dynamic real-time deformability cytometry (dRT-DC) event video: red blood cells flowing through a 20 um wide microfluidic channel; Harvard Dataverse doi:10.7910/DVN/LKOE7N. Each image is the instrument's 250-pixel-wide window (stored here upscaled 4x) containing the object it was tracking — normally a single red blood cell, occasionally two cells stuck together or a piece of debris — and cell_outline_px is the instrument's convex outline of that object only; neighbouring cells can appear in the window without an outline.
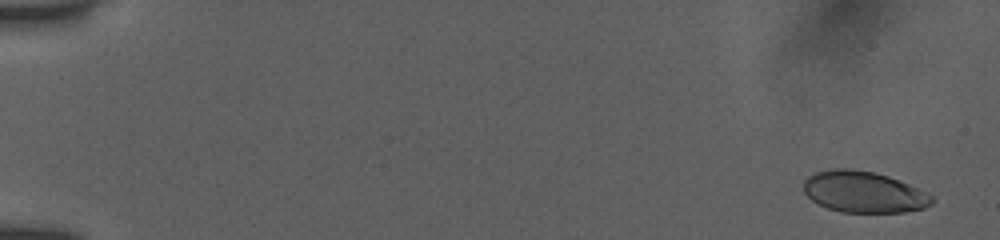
{"species": "human", "species_latin": "Homo sapiens", "temperature_condition": "room temperature", "stored_images_in_passage": 54, "camera_frame_rate_fps": 3000, "um_per_image_px": 0.085, "donor": {"sex": "female"}, "frame": {"image": 1, "passage_image": 3, "time_ms": 0.667, "image_size_px": [1000, 240], "cell_outline_px": [[936, 200], [932, 204], [924, 208], [904, 212], [840, 212], [828, 208], [812, 200], [804, 192], [804, 180], [808, 176], [816, 172], [832, 168], [852, 168], [876, 172], [888, 176], [908, 184], [932, 196]], "centroid_in_image_um": [73.41, 16.31], "position_along_channel_um": 11.6, "area_um2": 30.87}}
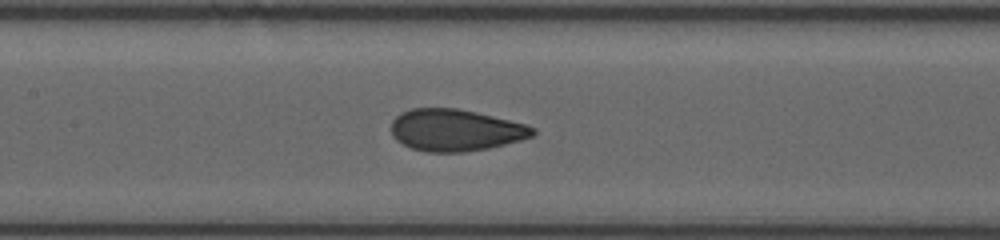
{"frame": {"image": 2, "passage_image": 28, "time_ms": 9.0, "image_size_px": [1000, 240], "cell_outline_px": [[536, 132], [532, 136], [520, 140], [488, 148], [464, 152], [424, 152], [412, 148], [396, 140], [392, 136], [392, 120], [400, 112], [412, 108], [456, 108], [476, 112], [524, 124], [536, 128]], "centroid_in_image_um": [38.68, 11.06], "position_along_channel_um": 168.7, "area_um2": 34.39}}
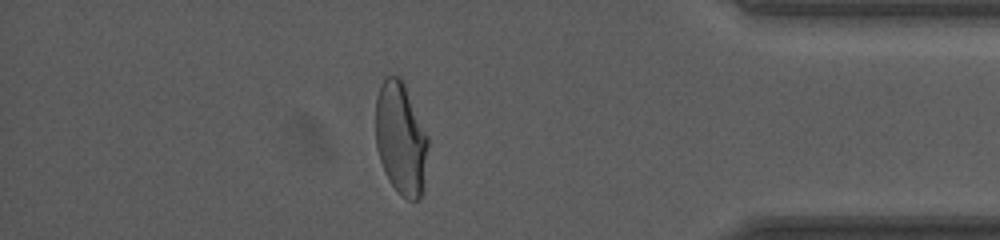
{"frame": {"image": 3, "passage_image": 48, "time_ms": 15.667, "image_size_px": [1000, 240], "cell_outline_px": [[428, 144], [424, 188], [420, 200], [408, 200], [400, 196], [388, 180], [384, 172], [376, 148], [376, 96], [380, 84], [384, 76], [400, 76], [404, 80], [428, 136]], "centroid_in_image_um": [34.07, 11.77], "position_along_channel_um": 401.1, "area_um2": 35.14}, "authors_computed_cell_mechanics": {"area_um2": 34.1598, "velocity_mm_per_s": 3.8985, "shape_relaxation_time_tau1_ms": 5.0869, "shape_relaxation_time_tau2_ms": null, "deformation_change_tau1": 0.1633, "deformation_change_tau2": null}}